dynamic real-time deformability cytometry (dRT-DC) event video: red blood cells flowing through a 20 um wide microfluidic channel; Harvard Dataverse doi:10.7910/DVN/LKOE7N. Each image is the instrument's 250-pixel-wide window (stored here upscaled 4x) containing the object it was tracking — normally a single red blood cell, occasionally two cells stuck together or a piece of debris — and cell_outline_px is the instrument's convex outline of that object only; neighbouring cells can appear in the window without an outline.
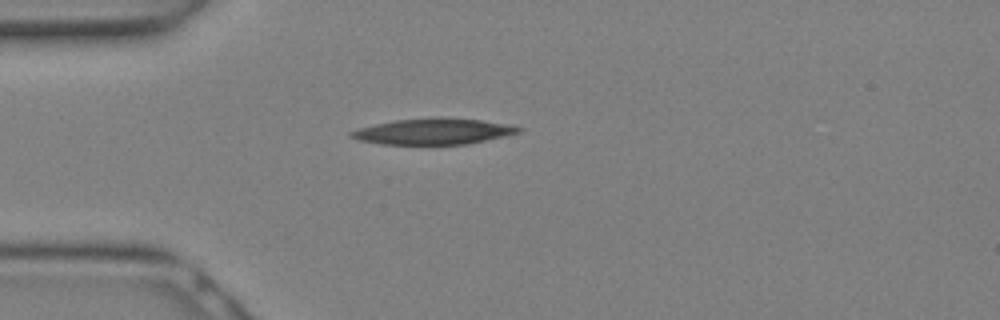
{"species": "Egyptian fruit bat (a non-hibernating species)", "species_latin": "Rousettus aegyptiacus", "temperature_condition": "warm", "stored_images_in_passage": 7, "camera_frame_rate_fps": 3000, "um_per_image_px": 0.085, "animal": {"sex": "female"}, "frame": {"image": 1, "passage_image": 1, "time_ms": 0.0, "image_size_px": [1000, 320], "cell_outline_px": [[524, 128], [520, 132], [504, 136], [468, 144], [380, 144], [360, 140], [348, 136], [348, 132], [356, 128], [396, 120], [432, 116], [444, 116], [480, 120], [508, 124]], "centroid_in_image_um": [36.82, 11.15], "position_along_channel_um": 48.2, "area_um2": 25.66}}
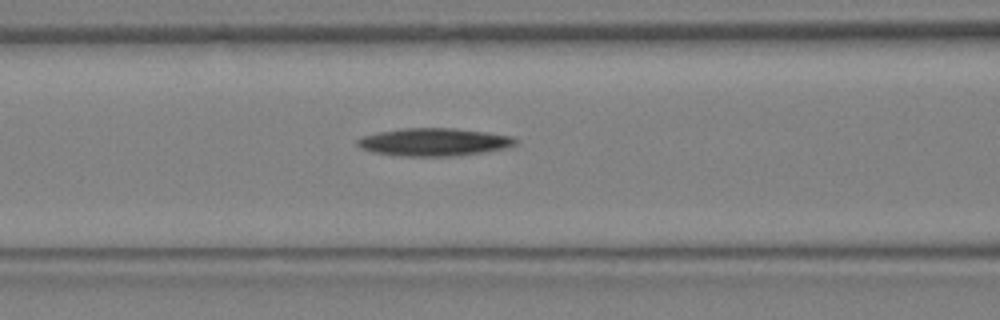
{"frame": {"image": 2, "passage_image": 5, "time_ms": 1.333, "image_size_px": [1000, 320], "cell_outline_px": [[520, 140], [516, 144], [504, 148], [480, 152], [452, 156], [400, 156], [372, 152], [360, 148], [356, 144], [356, 140], [360, 136], [376, 132], [404, 128], [456, 128], [488, 132], [516, 136]], "centroid_in_image_um": [36.87, 12.06], "position_along_channel_um": 129.7, "area_um2": 25.89}}
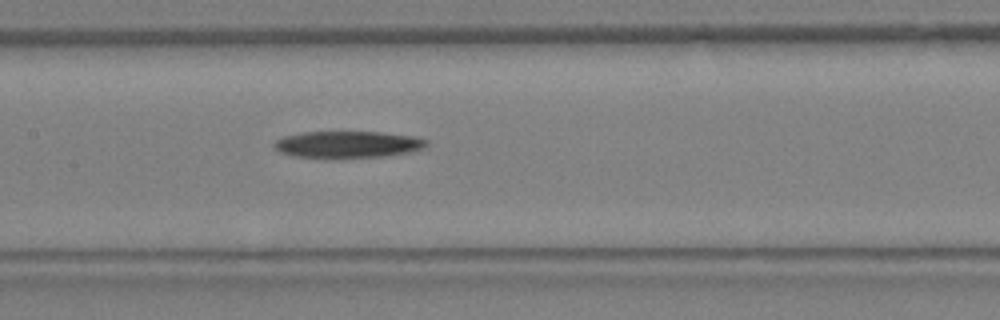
{"frame": {"image": 3, "passage_image": 7, "time_ms": 2.0, "image_size_px": [1000, 320], "cell_outline_px": [[428, 144], [424, 148], [412, 152], [384, 156], [296, 156], [280, 152], [272, 144], [276, 140], [284, 136], [304, 132], [380, 132], [416, 136], [428, 140]], "centroid_in_image_um": [29.63, 12.25], "position_along_channel_um": 177.8, "area_um2": 23.18}}